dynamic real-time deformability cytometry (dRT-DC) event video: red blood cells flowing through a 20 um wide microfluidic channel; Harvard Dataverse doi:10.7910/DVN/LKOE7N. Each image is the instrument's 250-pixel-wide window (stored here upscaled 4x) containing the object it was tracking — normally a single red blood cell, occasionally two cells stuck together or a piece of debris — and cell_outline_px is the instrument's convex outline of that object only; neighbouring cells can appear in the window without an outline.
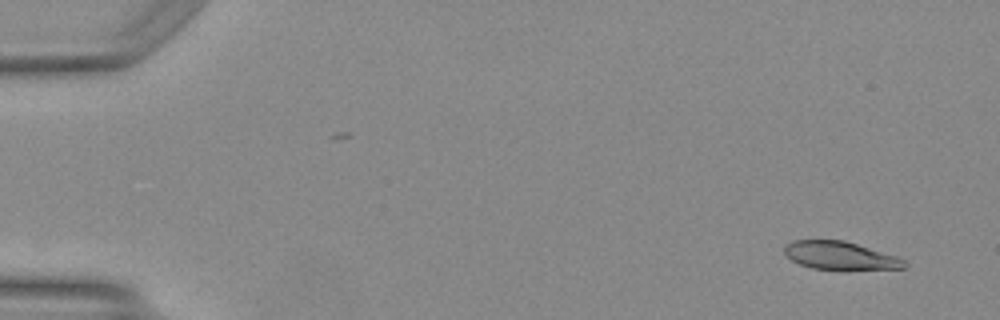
{"species": "Egyptian fruit bat (a non-hibernating species)", "species_latin": "Rousettus aegyptiacus", "temperature_condition": "warm", "stored_images_in_passage": 49, "camera_frame_rate_fps": 3000, "um_per_image_px": 0.085, "animal": {"sex": "female"}, "frame": {"image": 1, "passage_image": 3, "time_ms": 0.667, "image_size_px": [1000, 320], "cell_outline_px": [[908, 264], [904, 268], [812, 268], [800, 264], [792, 260], [784, 252], [784, 244], [792, 240], [844, 240], [896, 256], [904, 260]], "centroid_in_image_um": [71.36, 21.69], "position_along_channel_um": 13.6, "area_um2": 19.02}}
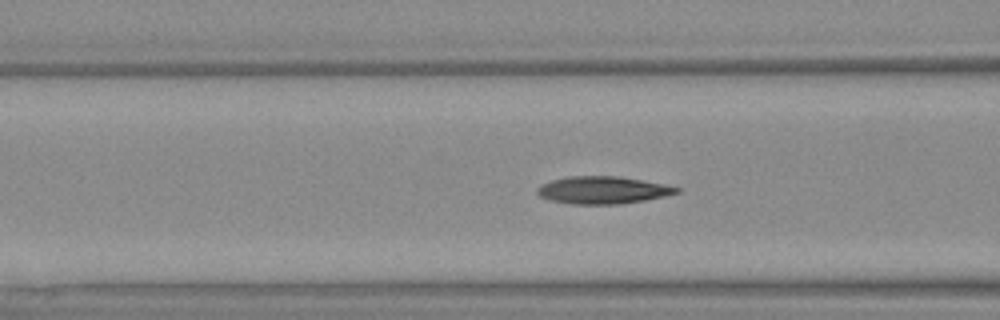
{"frame": {"image": 2, "passage_image": 20, "time_ms": 6.333, "image_size_px": [1000, 320], "cell_outline_px": [[680, 192], [664, 196], [644, 200], [616, 204], [572, 204], [552, 200], [540, 196], [536, 192], [536, 188], [540, 184], [552, 180], [568, 176], [620, 176], [644, 180], [664, 184], [680, 188]], "centroid_in_image_um": [51.22, 16.14], "position_along_channel_um": 115.4, "area_um2": 22.2}}
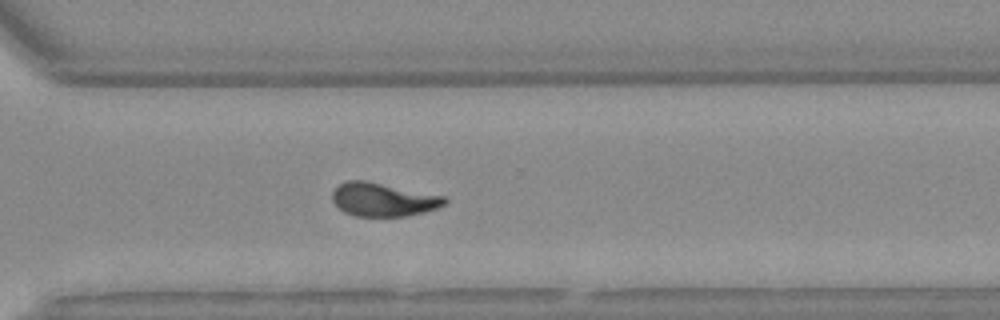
{"frame": {"image": 3, "passage_image": 36, "time_ms": 11.667, "image_size_px": [1000, 320], "cell_outline_px": [[448, 200], [444, 204], [436, 208], [408, 216], [356, 216], [344, 212], [332, 200], [332, 192], [340, 184], [348, 180], [368, 180], [444, 196]], "centroid_in_image_um": [32.56, 16.95], "position_along_channel_um": 338.0, "area_um2": 21.85}, "authors_computed_cell_mechanics": {"area_um2": 21.7906, "velocity_mm_per_s": 4.1899, "shape_relaxation_time_tau1_ms": 11.2986, "shape_relaxation_time_tau2_ms": 1.5372, "deformation_change_tau1": 0.3096, "deformation_change_tau2": 0.0732}}